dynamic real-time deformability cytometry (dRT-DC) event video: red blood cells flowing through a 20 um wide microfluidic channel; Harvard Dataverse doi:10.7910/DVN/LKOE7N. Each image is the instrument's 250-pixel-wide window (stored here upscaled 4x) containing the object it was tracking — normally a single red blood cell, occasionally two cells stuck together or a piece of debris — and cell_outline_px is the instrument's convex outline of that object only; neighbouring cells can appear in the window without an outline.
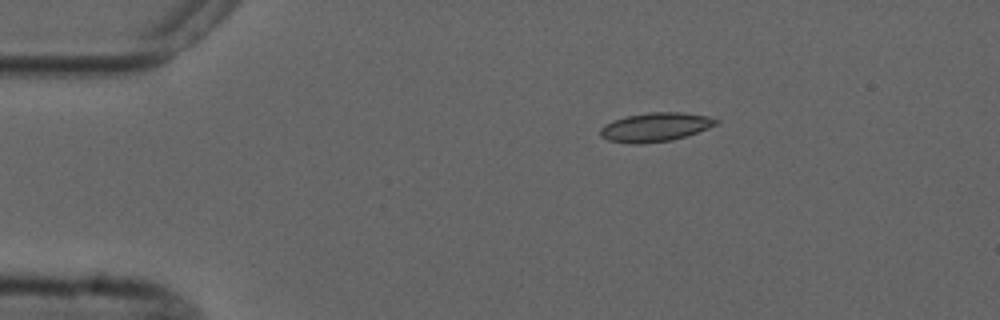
{"species": "common noctule bat (a hibernating species)", "species_latin": "Nyctalus noctula", "temperature_condition": "cold", "stored_images_in_passage": 3, "camera_frame_rate_fps": 3000, "um_per_image_px": 0.085, "animal": {"sex": "male", "forearm_length_mm": 52.5}, "frame": {"image": 1, "passage_image": 1, "time_ms": 0.0, "image_size_px": [1000, 320], "cell_outline_px": [[720, 120], [716, 124], [708, 128], [672, 140], [640, 144], [632, 144], [608, 140], [600, 136], [600, 128], [604, 124], [628, 116], [652, 112], [680, 112], [708, 116]], "centroid_in_image_um": [55.69, 10.81], "position_along_channel_um": 29.3, "area_um2": 19.25}}
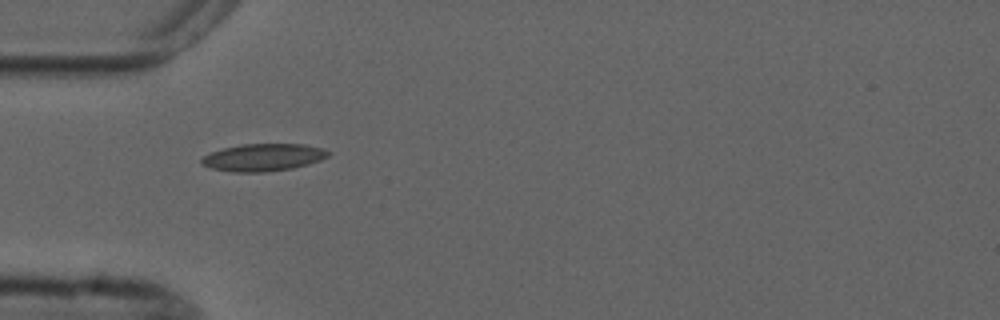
{"frame": {"image": 2, "passage_image": 3, "time_ms": 2.333, "image_size_px": [1000, 320], "cell_outline_px": [[332, 152], [328, 156], [320, 160], [308, 164], [292, 168], [264, 172], [232, 172], [212, 168], [200, 164], [200, 160], [204, 156], [212, 152], [224, 148], [244, 144], [304, 144], [320, 148]], "centroid_in_image_um": [22.37, 13.38], "position_along_channel_um": 62.6, "area_um2": 20.06}}